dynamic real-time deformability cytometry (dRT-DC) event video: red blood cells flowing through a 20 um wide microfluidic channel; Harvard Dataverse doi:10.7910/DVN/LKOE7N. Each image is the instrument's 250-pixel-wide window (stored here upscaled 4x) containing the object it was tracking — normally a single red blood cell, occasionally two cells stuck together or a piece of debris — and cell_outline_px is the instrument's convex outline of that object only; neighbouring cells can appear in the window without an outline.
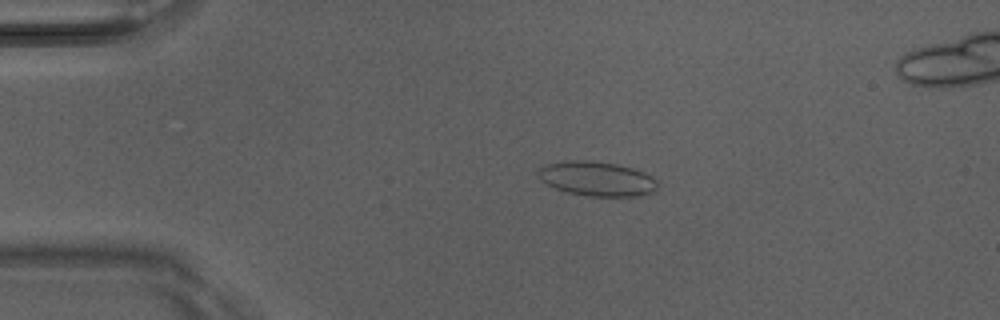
{"species": "Egyptian fruit bat (a non-hibernating species)", "species_latin": "Rousettus aegyptiacus", "temperature_condition": "room temperature", "stored_images_in_passage": 4, "camera_frame_rate_fps": 3000, "um_per_image_px": 0.085, "animal": {"sex": "male"}, "frame": {"image": 1, "passage_image": 2, "time_ms": 0.333, "image_size_px": [1000, 320], "cell_outline_px": [[656, 188], [652, 192], [636, 196], [588, 196], [568, 192], [556, 188], [540, 180], [536, 176], [536, 168], [548, 164], [568, 160], [588, 160], [616, 164], [632, 168], [644, 172], [652, 176], [656, 180]], "centroid_in_image_um": [50.69, 15.18], "position_along_channel_um": 34.3, "area_um2": 23.99}}